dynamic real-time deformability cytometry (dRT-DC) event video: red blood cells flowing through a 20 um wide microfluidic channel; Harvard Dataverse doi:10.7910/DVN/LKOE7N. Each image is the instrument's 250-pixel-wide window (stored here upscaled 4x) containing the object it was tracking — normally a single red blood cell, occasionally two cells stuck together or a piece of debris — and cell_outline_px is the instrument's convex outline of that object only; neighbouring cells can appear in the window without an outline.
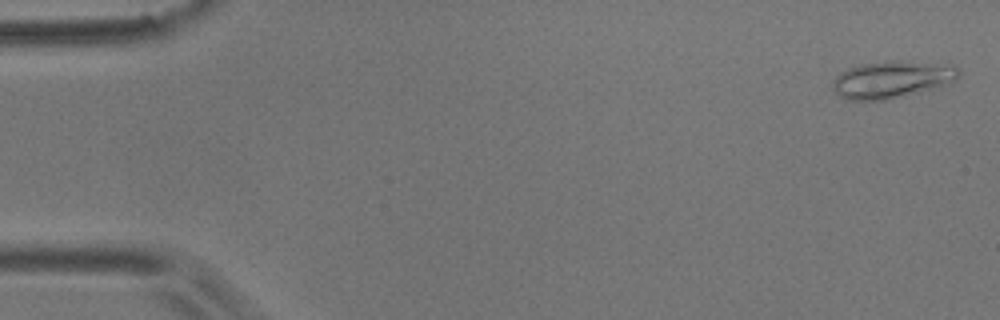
{"species": "common noctule bat (a hibernating species)", "species_latin": "Nyctalus noctula", "temperature_condition": "room temperature", "stored_images_in_passage": 5, "camera_frame_rate_fps": 3000, "um_per_image_px": 0.085, "animal": {"sex": "male", "body_mass_g": 17.9}, "frame": {"image": 1, "passage_image": 1, "time_ms": 0.0, "image_size_px": [1000, 320], "cell_outline_px": [[960, 76], [948, 84], [884, 100], [848, 100], [840, 96], [832, 88], [832, 80], [840, 72], [848, 68], [860, 64], [888, 60], [900, 60], [956, 64], [960, 68]], "centroid_in_image_um": [75.83, 6.72], "position_along_channel_um": 9.2, "area_um2": 27.57}}
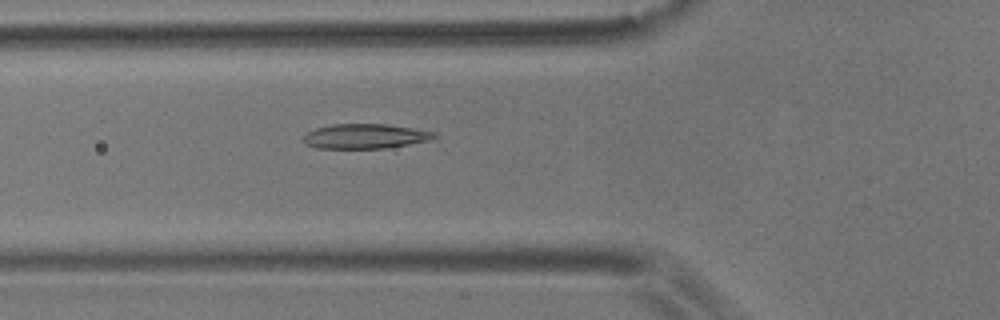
{"frame": {"image": 2, "passage_image": 5, "time_ms": 6.0, "image_size_px": [1000, 320], "cell_outline_px": [[436, 136], [432, 140], [384, 148], [316, 148], [304, 144], [300, 140], [308, 132], [316, 128], [332, 124], [388, 124], [436, 132]], "centroid_in_image_um": [31.01, 11.58], "position_along_channel_um": 94.8, "area_um2": 18.9}}